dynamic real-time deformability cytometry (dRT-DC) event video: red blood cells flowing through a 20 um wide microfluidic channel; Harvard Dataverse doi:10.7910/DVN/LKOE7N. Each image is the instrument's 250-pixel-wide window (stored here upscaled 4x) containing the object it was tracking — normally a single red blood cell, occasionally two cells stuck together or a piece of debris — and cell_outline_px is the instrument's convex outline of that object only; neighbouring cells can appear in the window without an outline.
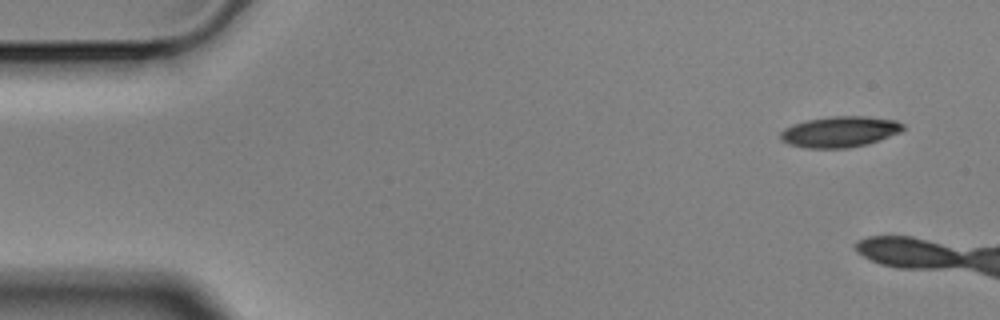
{"species": "Egyptian fruit bat (a non-hibernating species)", "species_latin": "Rousettus aegyptiacus", "temperature_condition": "cold", "stored_images_in_passage": 6, "camera_frame_rate_fps": 3000, "um_per_image_px": 0.085, "animal": {"sex": "male"}, "frame": {"image": 1, "passage_image": 1, "time_ms": 0.0, "image_size_px": [1000, 320], "cell_outline_px": [[904, 128], [900, 132], [880, 140], [868, 144], [848, 148], [808, 148], [788, 144], [780, 140], [780, 132], [784, 128], [792, 124], [808, 120], [832, 116], [864, 116], [896, 120], [904, 124]], "centroid_in_image_um": [71.37, 11.2], "position_along_channel_um": 13.6, "area_um2": 22.14}}